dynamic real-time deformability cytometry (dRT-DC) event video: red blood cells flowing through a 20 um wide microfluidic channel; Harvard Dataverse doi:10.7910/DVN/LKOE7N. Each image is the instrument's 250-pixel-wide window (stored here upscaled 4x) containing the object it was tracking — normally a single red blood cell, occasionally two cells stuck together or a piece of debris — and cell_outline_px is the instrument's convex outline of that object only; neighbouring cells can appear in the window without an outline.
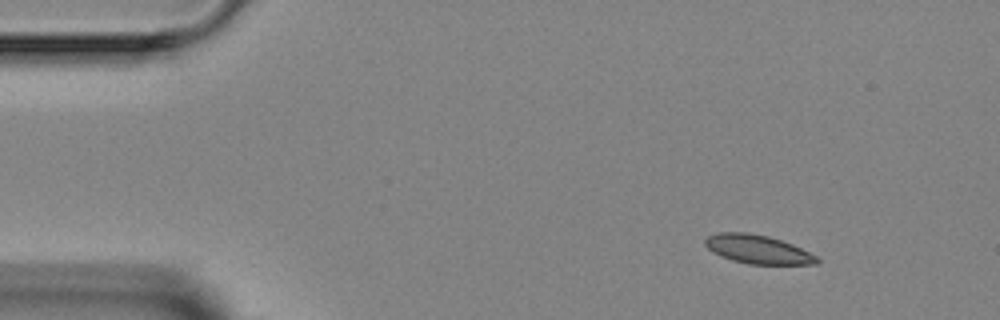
{"species": "Egyptian fruit bat (a non-hibernating species)", "species_latin": "Rousettus aegyptiacus", "temperature_condition": "room temperature", "stored_images_in_passage": 4, "segment_of_instrument_passage": [1, 2], "camera_frame_rate_fps": 3000, "um_per_image_px": 0.085, "animal": {"sex": "female"}, "frame": {"image": 1, "passage_image": 1, "time_ms": 0.0, "image_size_px": [1000, 320], "cell_outline_px": [[820, 264], [748, 264], [732, 260], [712, 252], [704, 244], [704, 240], [708, 236], [716, 232], [748, 232], [768, 236], [792, 244], [816, 256], [820, 260]], "centroid_in_image_um": [64.38, 21.19], "position_along_channel_um": 20.6, "area_um2": 18.67}}